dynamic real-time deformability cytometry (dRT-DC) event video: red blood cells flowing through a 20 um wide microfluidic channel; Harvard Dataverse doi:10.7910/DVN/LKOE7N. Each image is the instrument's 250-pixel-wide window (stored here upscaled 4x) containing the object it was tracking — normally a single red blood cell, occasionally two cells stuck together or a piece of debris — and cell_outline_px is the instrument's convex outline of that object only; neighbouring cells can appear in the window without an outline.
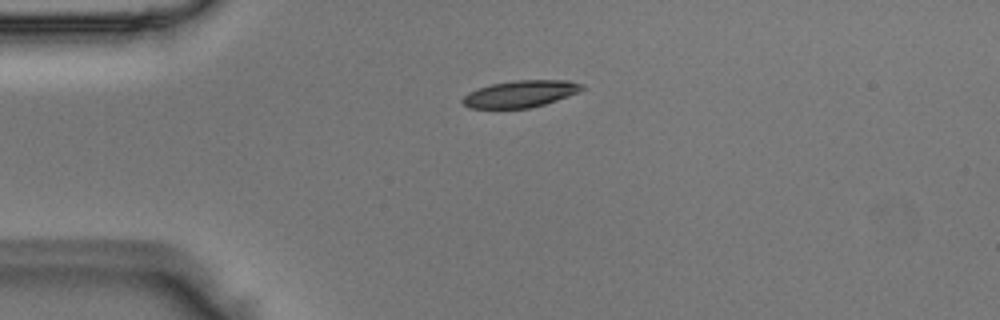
{"species": "Egyptian fruit bat (a non-hibernating species)", "species_latin": "Rousettus aegyptiacus", "temperature_condition": "room temperature", "stored_images_in_passage": 40, "camera_frame_rate_fps": 3000, "um_per_image_px": 0.085, "animal": {"sex": "male"}, "frame": {"image": 1, "passage_image": 1, "time_ms": 0.0, "image_size_px": [1000, 320], "cell_outline_px": [[584, 88], [568, 96], [544, 104], [528, 108], [468, 108], [460, 100], [468, 92], [492, 84], [516, 80], [568, 80], [584, 84]], "centroid_in_image_um": [44.22, 7.97], "position_along_channel_um": 40.8, "area_um2": 18.5}}
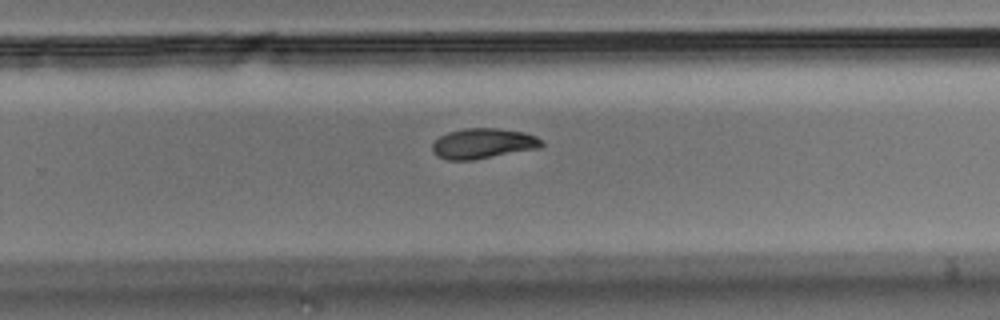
{"frame": {"image": 2, "passage_image": 22, "time_ms": 7.0, "image_size_px": [1000, 320], "cell_outline_px": [[544, 144], [540, 148], [472, 160], [448, 160], [436, 156], [432, 152], [432, 144], [440, 136], [448, 132], [464, 128], [496, 128], [524, 132], [536, 136]], "centroid_in_image_um": [41.04, 12.2], "position_along_channel_um": 288.8, "area_um2": 19.31}}
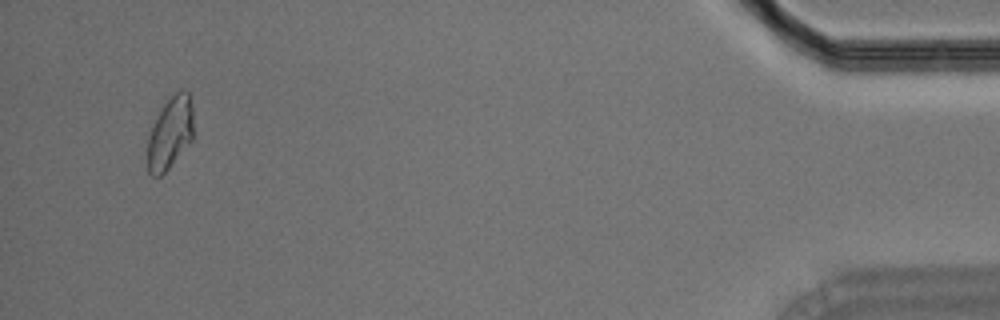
{"frame": {"image": 3, "passage_image": 38, "time_ms": 12.333, "image_size_px": [1000, 320], "cell_outline_px": [[192, 140], [168, 168], [160, 176], [152, 176], [148, 172], [148, 136], [164, 104], [180, 88], [188, 92], [192, 108]], "centroid_in_image_um": [14.46, 11.31], "position_along_channel_um": 420.7, "area_um2": 18.79}}